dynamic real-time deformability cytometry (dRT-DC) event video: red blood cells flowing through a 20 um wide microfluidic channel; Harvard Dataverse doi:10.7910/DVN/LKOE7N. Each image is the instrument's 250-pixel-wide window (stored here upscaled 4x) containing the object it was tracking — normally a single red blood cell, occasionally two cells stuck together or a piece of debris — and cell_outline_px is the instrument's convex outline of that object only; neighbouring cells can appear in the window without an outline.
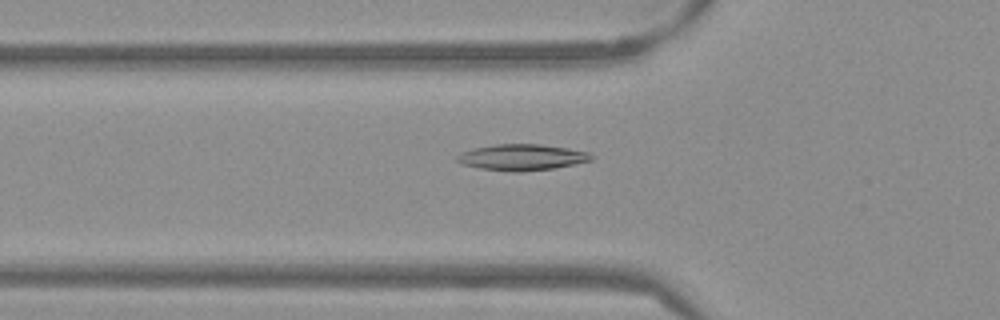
{"species": "Egyptian fruit bat (a non-hibernating species)", "species_latin": "Rousettus aegyptiacus", "temperature_condition": "warm", "stored_images_in_passage": 51, "camera_frame_rate_fps": 3000, "um_per_image_px": 0.085, "frame": {"image": 1, "passage_image": 18, "time_ms": 5.667, "image_size_px": [1000, 320], "cell_outline_px": [[592, 160], [556, 168], [520, 172], [512, 172], [480, 168], [464, 164], [456, 160], [456, 156], [460, 152], [472, 148], [496, 144], [540, 144], [592, 152]], "centroid_in_image_um": [44.36, 13.37], "position_along_channel_um": 81.4, "area_um2": 20.52}}
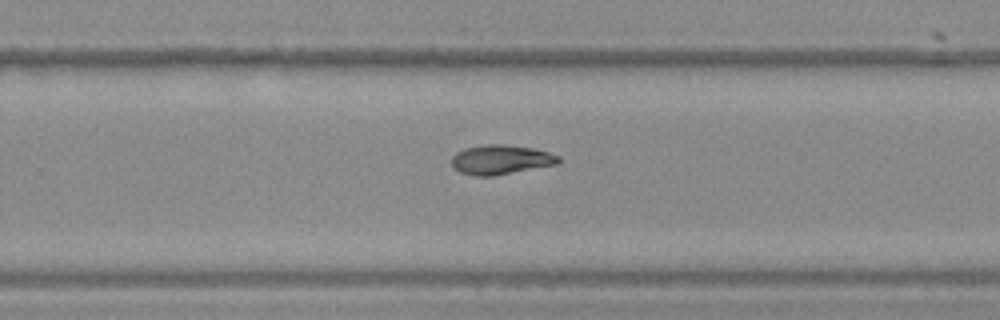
{"frame": {"image": 2, "passage_image": 34, "time_ms": 11.0, "image_size_px": [1000, 320], "cell_outline_px": [[560, 164], [492, 176], [476, 176], [460, 172], [452, 168], [452, 156], [456, 152], [464, 148], [484, 144], [500, 144], [532, 148], [548, 152], [560, 156]], "centroid_in_image_um": [42.56, 13.57], "position_along_channel_um": 287.2, "area_um2": 18.5}}
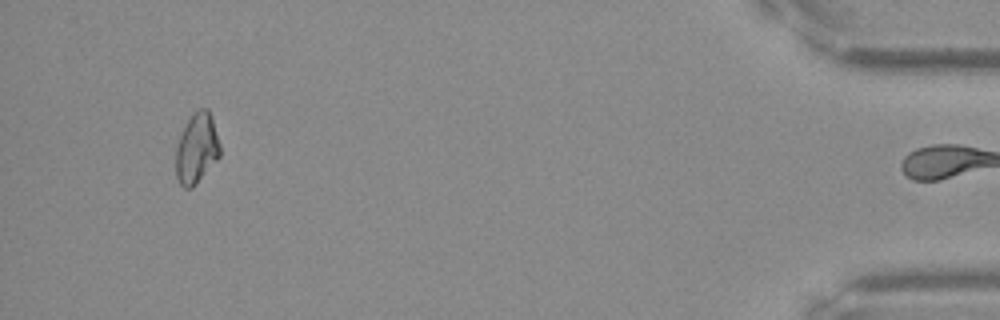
{"frame": {"image": 3, "passage_image": 50, "time_ms": 16.333, "image_size_px": [1000, 320], "cell_outline_px": [[220, 156], [196, 184], [192, 188], [184, 188], [180, 184], [176, 176], [176, 148], [180, 136], [192, 112], [200, 108], [208, 108], [220, 144]], "centroid_in_image_um": [16.71, 12.62], "position_along_channel_um": 418.5, "area_um2": 17.92}, "authors_computed_cell_mechanics": {"area_um2": 18.6694, "velocity_mm_per_s": 3.8413, "shape_relaxation_time_tau1_ms": null, "shape_relaxation_time_tau2_ms": 10.094, "deformation_change_tau1": null, "deformation_change_tau2": 0.1362}}